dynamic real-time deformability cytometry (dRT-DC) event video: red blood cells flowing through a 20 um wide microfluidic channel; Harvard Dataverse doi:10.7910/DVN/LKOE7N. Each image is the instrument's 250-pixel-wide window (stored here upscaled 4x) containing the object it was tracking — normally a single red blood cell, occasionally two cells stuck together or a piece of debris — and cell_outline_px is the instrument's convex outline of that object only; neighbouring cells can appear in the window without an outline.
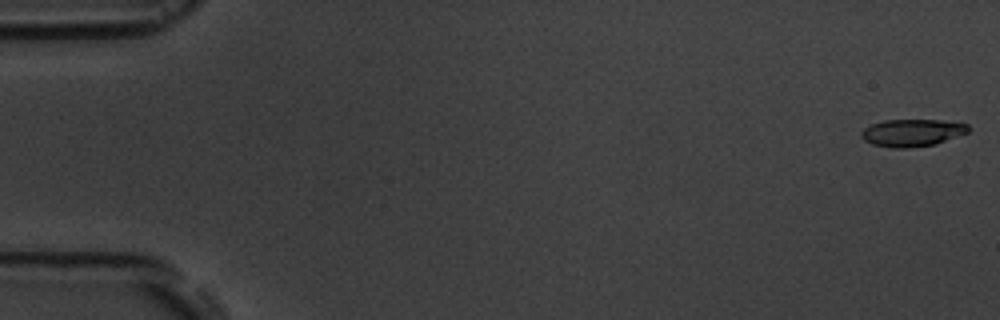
{"species": "common noctule bat (a hibernating species)", "species_latin": "Nyctalus noctula", "temperature_condition": "room temperature", "stored_images_in_passage": 7, "camera_frame_rate_fps": 3000, "um_per_image_px": 0.085, "animal": {"sex": "male", "body_mass_g": 19.5, "forearm_length_mm": 54.6}, "frame": {"image": 1, "passage_image": 1, "time_ms": 0.0, "image_size_px": [1000, 320], "cell_outline_px": [[968, 132], [936, 144], [908, 148], [892, 148], [872, 144], [864, 140], [860, 136], [860, 132], [864, 128], [872, 124], [884, 120], [940, 120], [968, 124]], "centroid_in_image_um": [77.49, 11.29], "position_along_channel_um": 7.5, "area_um2": 16.99}}
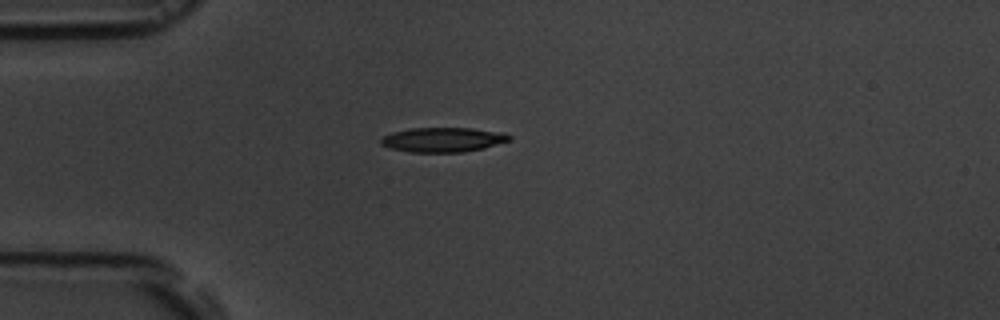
{"frame": {"image": 2, "passage_image": 5, "time_ms": 4.667, "image_size_px": [1000, 320], "cell_outline_px": [[512, 140], [484, 148], [464, 152], [412, 152], [388, 148], [380, 144], [380, 140], [384, 136], [392, 132], [408, 128], [472, 128], [504, 132], [512, 136]], "centroid_in_image_um": [37.67, 11.87], "position_along_channel_um": 47.3, "area_um2": 18.61}}
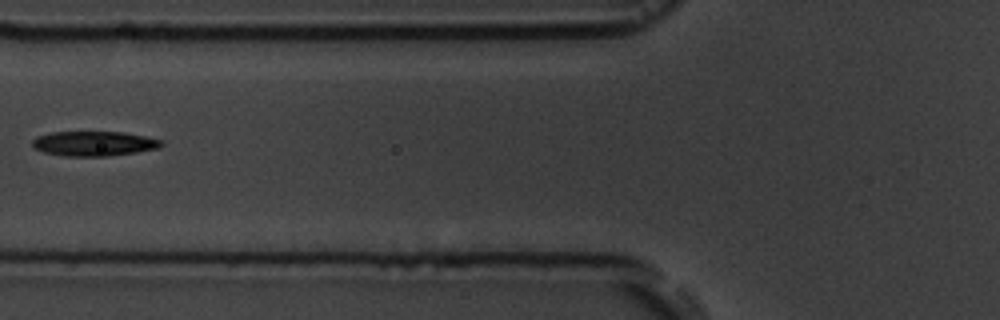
{"frame": {"image": 3, "passage_image": 7, "time_ms": 7.0, "image_size_px": [1000, 320], "cell_outline_px": [[164, 144], [160, 148], [136, 152], [108, 156], [64, 156], [44, 152], [32, 148], [32, 140], [36, 136], [52, 132], [124, 132], [144, 136], [160, 140]], "centroid_in_image_um": [7.96, 12.2], "position_along_channel_um": 117.8, "area_um2": 18.67}}